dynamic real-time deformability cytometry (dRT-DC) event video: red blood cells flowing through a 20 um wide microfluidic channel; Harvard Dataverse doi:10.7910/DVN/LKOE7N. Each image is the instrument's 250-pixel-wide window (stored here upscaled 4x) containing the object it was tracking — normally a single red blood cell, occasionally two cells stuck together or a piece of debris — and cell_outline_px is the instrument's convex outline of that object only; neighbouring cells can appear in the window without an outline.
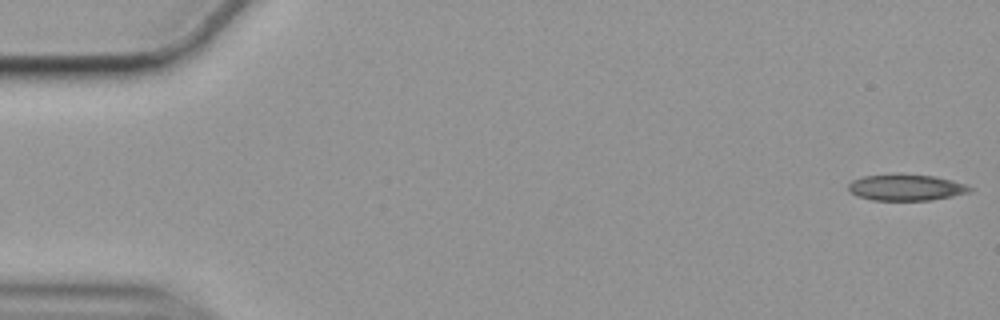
{"species": "common noctule bat (a hibernating species)", "species_latin": "Nyctalus noctula", "temperature_condition": "cold", "stored_images_in_passage": 56, "camera_frame_rate_fps": 3000, "um_per_image_px": 0.085, "animal": {"sex": "female", "body_mass_g": 19.9}, "frame": {"image": 1, "passage_image": 1, "time_ms": 0.0, "image_size_px": [1000, 320], "cell_outline_px": [[972, 188], [968, 192], [952, 196], [932, 200], [872, 200], [856, 196], [848, 188], [848, 184], [852, 180], [864, 176], [936, 176], [952, 180], [964, 184]], "centroid_in_image_um": [77.01, 15.97], "position_along_channel_um": 8.0, "area_um2": 17.86}}
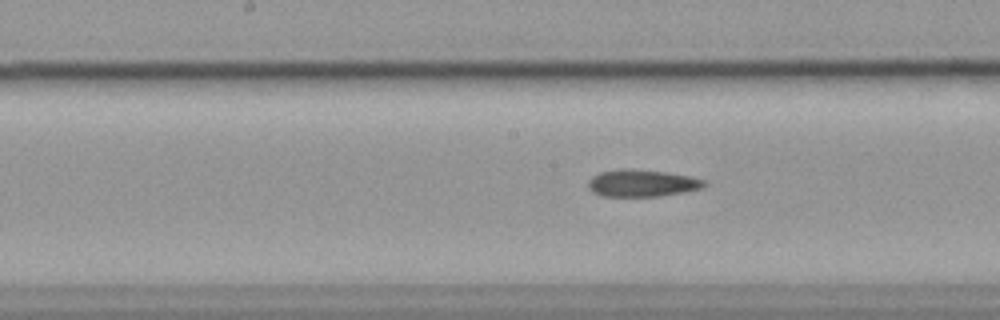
{"frame": {"image": 2, "passage_image": 28, "time_ms": 9.0, "image_size_px": [1000, 320], "cell_outline_px": [[708, 184], [700, 188], [684, 192], [656, 196], [600, 196], [592, 192], [588, 188], [588, 180], [592, 176], [600, 172], [624, 168], [632, 168], [664, 172], [688, 176], [704, 180]], "centroid_in_image_um": [54.51, 15.56], "position_along_channel_um": 193.7, "area_um2": 18.26}}
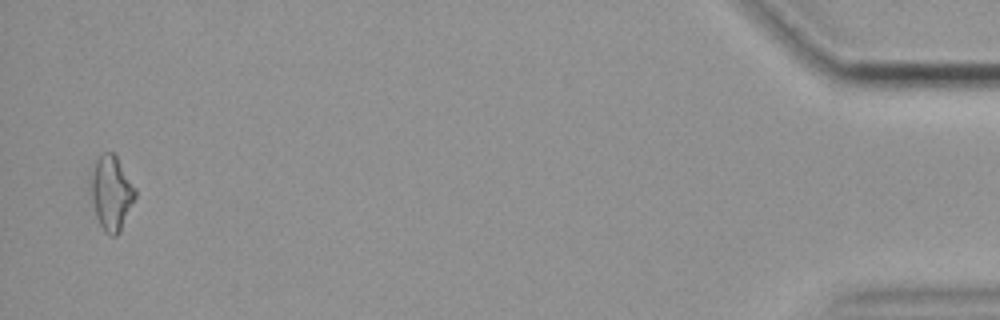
{"frame": {"image": 3, "passage_image": 55, "time_ms": 18.0, "image_size_px": [1000, 320], "cell_outline_px": [[136, 196], [120, 232], [116, 236], [112, 236], [104, 232], [96, 216], [88, 192], [88, 176], [96, 160], [104, 152], [112, 152], [116, 156], [136, 188]], "centroid_in_image_um": [9.41, 16.39], "position_along_channel_um": 425.8, "area_um2": 19.77}}